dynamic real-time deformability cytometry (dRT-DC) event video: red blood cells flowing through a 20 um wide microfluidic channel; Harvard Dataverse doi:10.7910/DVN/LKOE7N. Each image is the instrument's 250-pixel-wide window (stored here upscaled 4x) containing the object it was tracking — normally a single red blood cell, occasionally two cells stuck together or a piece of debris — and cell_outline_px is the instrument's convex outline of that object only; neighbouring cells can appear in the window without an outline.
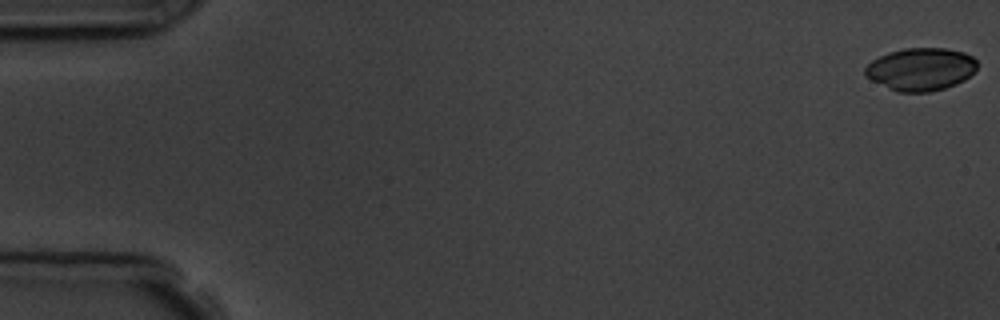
{"species": "common noctule bat (a hibernating species)", "species_latin": "Nyctalus noctula", "temperature_condition": "room temperature", "stored_images_in_passage": 7, "camera_frame_rate_fps": 3000, "um_per_image_px": 0.085, "animal": {"sex": "male", "body_mass_g": 19.5, "forearm_length_mm": 54.6}, "frame": {"image": 1, "passage_image": 1, "time_ms": 0.0, "image_size_px": [1000, 320], "cell_outline_px": [[976, 68], [964, 80], [956, 84], [944, 88], [928, 92], [896, 92], [864, 76], [864, 68], [872, 60], [888, 52], [904, 48], [944, 48], [964, 52], [972, 56], [976, 60]], "centroid_in_image_um": [78.23, 5.88], "position_along_channel_um": 6.8, "area_um2": 27.86}}